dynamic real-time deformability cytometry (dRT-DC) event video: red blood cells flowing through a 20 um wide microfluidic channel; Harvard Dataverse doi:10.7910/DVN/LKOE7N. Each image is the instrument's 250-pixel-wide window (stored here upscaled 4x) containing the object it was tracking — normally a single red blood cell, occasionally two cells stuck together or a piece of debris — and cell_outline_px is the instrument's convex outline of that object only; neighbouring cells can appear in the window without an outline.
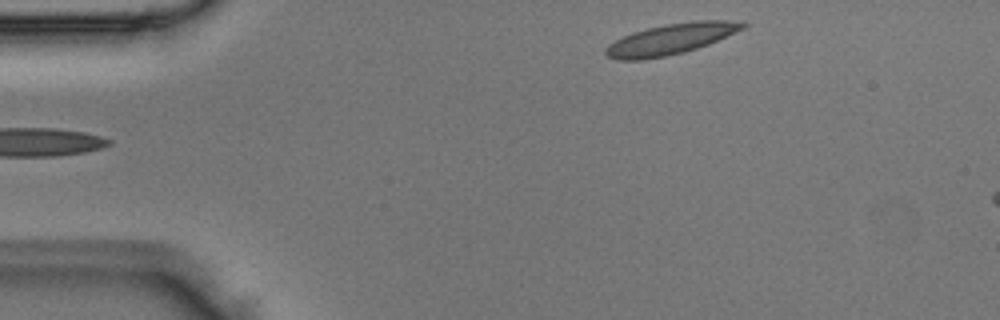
{"species": "Egyptian fruit bat (a non-hibernating species)", "species_latin": "Rousettus aegyptiacus", "temperature_condition": "room temperature", "stored_images_in_passage": 4, "segment_of_instrument_passage": [2, 2], "camera_frame_rate_fps": 3000, "um_per_image_px": 0.085, "animal": {"sex": "male"}, "frame": {"image": 1, "passage_image": 4, "time_ms": 1.0, "image_size_px": [1000, 320], "cell_outline_px": [[748, 24], [744, 28], [708, 44], [684, 52], [664, 56], [640, 60], [616, 60], [608, 56], [604, 52], [604, 48], [608, 44], [632, 32], [664, 24], [696, 20], [744, 20]], "centroid_in_image_um": [57.03, 3.3], "position_along_channel_um": 28.0, "area_um2": 24.57}}